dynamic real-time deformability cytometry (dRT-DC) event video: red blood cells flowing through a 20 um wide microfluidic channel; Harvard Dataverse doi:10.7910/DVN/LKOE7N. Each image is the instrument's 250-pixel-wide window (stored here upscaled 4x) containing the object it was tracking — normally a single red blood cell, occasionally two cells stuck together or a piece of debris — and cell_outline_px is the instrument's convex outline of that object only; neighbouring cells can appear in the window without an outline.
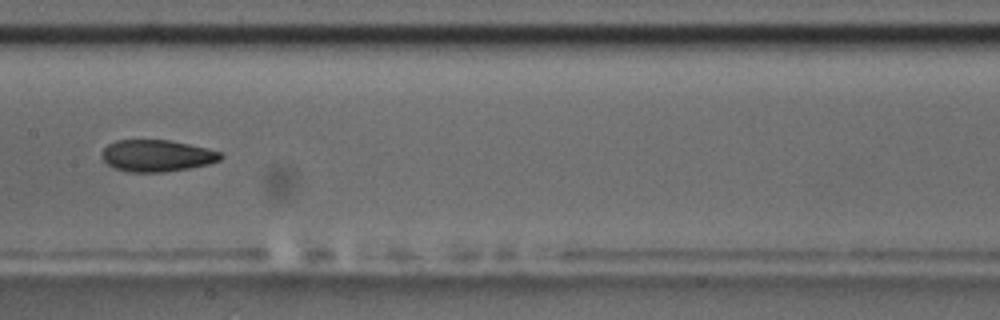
{"species": "common noctule bat (a hibernating species)", "species_latin": "Nyctalus noctula", "temperature_condition": "room temperature", "stored_images_in_passage": 9, "camera_frame_rate_fps": 3000, "um_per_image_px": 0.085, "animal": {"sex": "male", "body_mass_g": 17.5, "forearm_length_mm": 52.3}, "frame": {"image": 1, "passage_image": 9, "time_ms": 9.333, "image_size_px": [1000, 320], "cell_outline_px": [[224, 156], [220, 160], [208, 164], [188, 168], [164, 172], [128, 172], [112, 168], [100, 156], [100, 152], [108, 144], [116, 140], [172, 140], [208, 148], [220, 152]], "centroid_in_image_um": [13.31, 13.23], "position_along_channel_um": 194.1, "area_um2": 22.2}}